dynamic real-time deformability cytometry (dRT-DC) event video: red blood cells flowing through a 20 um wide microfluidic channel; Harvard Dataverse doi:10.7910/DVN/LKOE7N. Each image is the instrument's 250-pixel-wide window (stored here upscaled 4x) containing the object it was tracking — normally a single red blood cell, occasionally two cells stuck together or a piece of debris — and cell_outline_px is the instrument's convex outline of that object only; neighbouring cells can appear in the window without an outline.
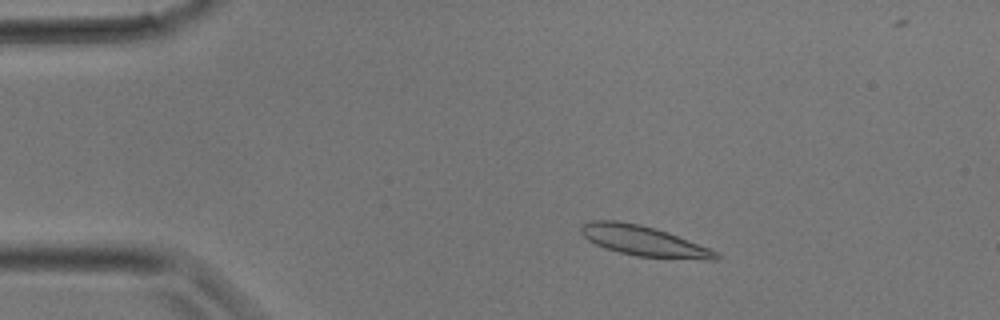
{"species": "common noctule bat (a hibernating species)", "species_latin": "Nyctalus noctula", "temperature_condition": "room temperature", "stored_images_in_passage": 32, "camera_frame_rate_fps": 3000, "um_per_image_px": 0.085, "animal": {"sex": "male", "body_mass_g": 17.9}, "frame": {"image": 1, "passage_image": 5, "time_ms": 1.333, "image_size_px": [1000, 320], "cell_outline_px": [[720, 256], [716, 260], [704, 260], [636, 256], [604, 248], [588, 240], [580, 232], [580, 224], [588, 220], [616, 220], [640, 224], [656, 228], [668, 232], [708, 248], [716, 252]], "centroid_in_image_um": [54.66, 20.47], "position_along_channel_um": 30.3, "area_um2": 23.81}}
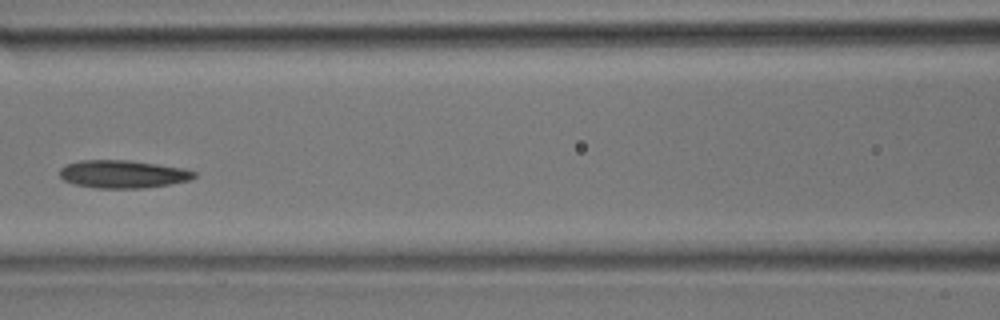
{"frame": {"image": 2, "passage_image": 14, "time_ms": 4.333, "image_size_px": [1000, 320], "cell_outline_px": [[196, 176], [188, 180], [168, 184], [144, 188], [100, 188], [76, 184], [64, 180], [60, 176], [60, 168], [64, 164], [80, 160], [128, 160], [184, 168], [196, 172]], "centroid_in_image_um": [10.42, 14.79], "position_along_channel_um": 156.2, "area_um2": 21.68}}
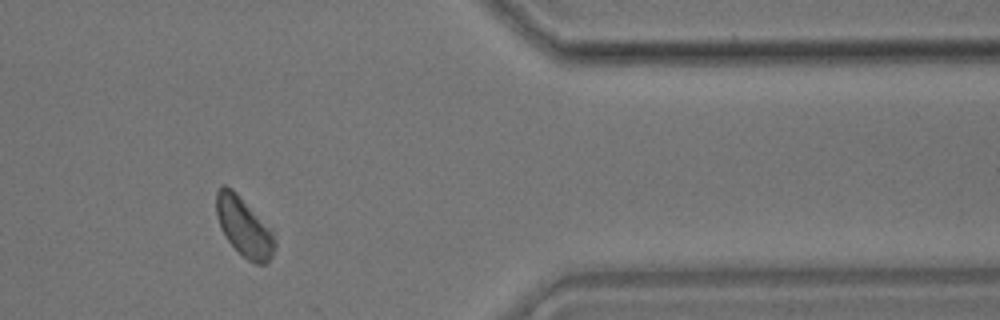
{"frame": {"image": 3, "passage_image": 27, "time_ms": 8.667, "image_size_px": [1000, 320], "cell_outline_px": [[276, 244], [272, 256], [268, 264], [256, 264], [248, 260], [228, 240], [220, 228], [216, 216], [216, 192], [224, 184], [232, 188], [236, 192], [272, 232]], "centroid_in_image_um": [20.72, 19.3], "position_along_channel_um": 390.7, "area_um2": 19.71}}